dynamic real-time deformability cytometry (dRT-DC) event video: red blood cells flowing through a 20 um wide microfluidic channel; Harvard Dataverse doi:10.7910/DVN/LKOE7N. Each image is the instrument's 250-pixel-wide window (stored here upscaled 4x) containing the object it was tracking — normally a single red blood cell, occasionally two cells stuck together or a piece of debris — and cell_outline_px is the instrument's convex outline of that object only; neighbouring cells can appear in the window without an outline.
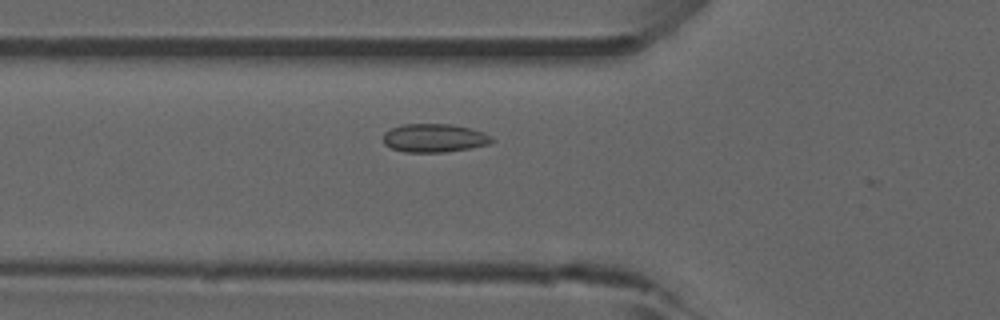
{"species": "common noctule bat (a hibernating species)", "species_latin": "Nyctalus noctula", "temperature_condition": "room temperature", "stored_images_in_passage": 41, "camera_frame_rate_fps": 3000, "um_per_image_px": 0.085, "animal": {"sex": "male", "forearm_length_mm": 52.5}, "frame": {"image": 1, "passage_image": 7, "time_ms": 2.0, "image_size_px": [1000, 320], "cell_outline_px": [[496, 140], [488, 144], [468, 148], [444, 152], [404, 152], [392, 148], [384, 144], [384, 132], [400, 124], [452, 124], [472, 128], [484, 132], [492, 136]], "centroid_in_image_um": [36.93, 11.72], "position_along_channel_um": 88.9, "area_um2": 18.09}}
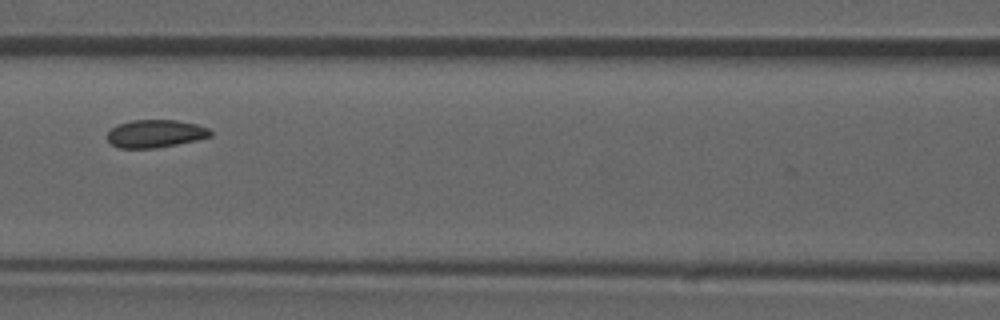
{"frame": {"image": 2, "passage_image": 12, "time_ms": 3.667, "image_size_px": [1000, 320], "cell_outline_px": [[212, 136], [196, 140], [156, 148], [120, 148], [112, 144], [108, 140], [108, 132], [112, 128], [120, 124], [132, 120], [176, 120], [196, 124], [208, 128], [212, 132]], "centroid_in_image_um": [13.23, 11.36], "position_along_channel_um": 153.4, "area_um2": 16.53}, "authors_computed_cell_mechanics": {"area_um2": 17.1088, "velocity_mm_per_s": 3.8409, "shape_relaxation_time_tau1_ms": null, "shape_relaxation_time_tau2_ms": 5.0626, "deformation_change_tau1": null, "deformation_change_tau2": 0.068}}